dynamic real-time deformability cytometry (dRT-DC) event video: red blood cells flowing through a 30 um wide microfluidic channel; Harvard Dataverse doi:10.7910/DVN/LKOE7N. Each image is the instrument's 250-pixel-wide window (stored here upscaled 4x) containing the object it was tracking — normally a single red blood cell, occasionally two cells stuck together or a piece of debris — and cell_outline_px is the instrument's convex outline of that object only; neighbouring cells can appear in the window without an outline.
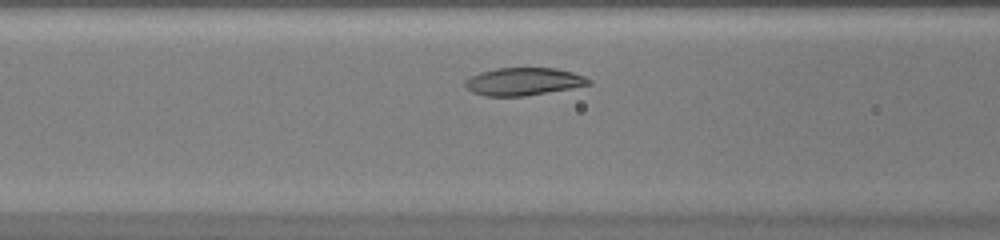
{"species": "common noctule bat (a hibernating species)", "species_latin": "Nyctalus noctula", "temperature_condition": "warm", "stored_images_in_passage": 30, "camera_frame_rate_fps": 3000, "um_per_image_px": 0.085, "animal": {"sex": "female", "body_mass_g": 20.0, "forearm_length_mm": 54.0}, "frame": {"image": 1, "passage_image": 8, "time_ms": 2.333, "image_size_px": [1000, 240], "cell_outline_px": [[592, 84], [572, 88], [524, 96], [484, 96], [472, 92], [464, 84], [464, 80], [480, 72], [496, 68], [556, 68], [572, 72], [584, 76], [592, 80]], "centroid_in_image_um": [44.5, 6.93], "position_along_channel_um": 122.1, "area_um2": 19.94}}
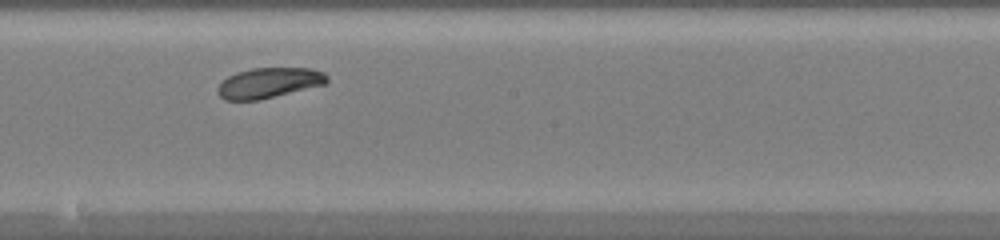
{"frame": {"image": 2, "passage_image": 16, "time_ms": 5.0, "image_size_px": [1000, 240], "cell_outline_px": [[328, 80], [324, 84], [256, 100], [224, 100], [216, 92], [216, 88], [228, 76], [236, 72], [252, 68], [312, 68], [324, 72], [328, 76]], "centroid_in_image_um": [22.83, 7.03], "position_along_channel_um": 225.4, "area_um2": 19.07}}
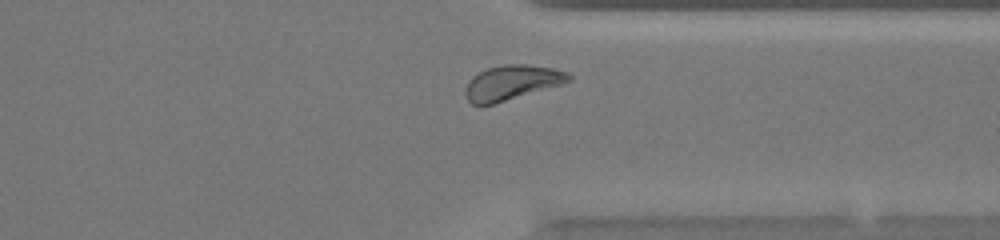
{"frame": {"image": 3, "passage_image": 27, "time_ms": 8.667, "image_size_px": [1000, 240], "cell_outline_px": [[572, 80], [560, 84], [492, 104], [472, 104], [464, 96], [464, 88], [468, 80], [472, 76], [488, 68], [504, 64], [528, 64], [552, 68], [568, 72], [572, 76]], "centroid_in_image_um": [43.47, 7.0], "position_along_channel_um": 367.9, "area_um2": 20.69}, "authors_computed_cell_mechanics": {"area_um2": 19.9121, "velocity_mm_per_s": 3.8836, "shape_relaxation_time_tau1_ms": 2.9198, "shape_relaxation_time_tau2_ms": null, "deformation_change_tau1": 0.0783, "deformation_change_tau2": null}}